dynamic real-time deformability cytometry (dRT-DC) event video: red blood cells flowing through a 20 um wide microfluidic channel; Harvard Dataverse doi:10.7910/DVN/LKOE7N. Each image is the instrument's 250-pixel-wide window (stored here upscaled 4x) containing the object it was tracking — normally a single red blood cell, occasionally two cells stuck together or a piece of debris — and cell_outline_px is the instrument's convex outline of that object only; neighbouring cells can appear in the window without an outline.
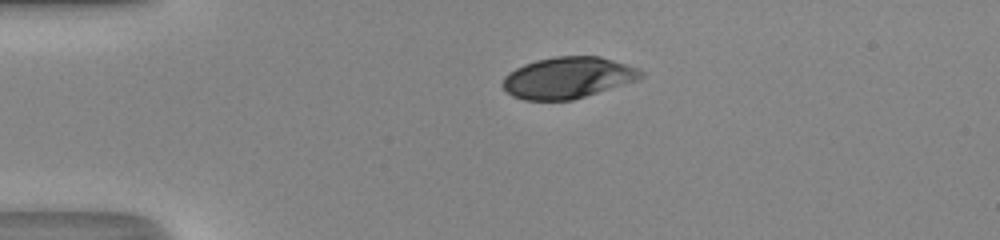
{"species": "human", "species_latin": "Homo sapiens", "temperature_condition": "room temperature", "stored_images_in_passage": 39, "camera_frame_rate_fps": 3000, "um_per_image_px": 0.085, "donor": {"sex": "male"}, "frame": {"image": 1, "passage_image": 1, "time_ms": 0.0, "image_size_px": [1000, 240], "cell_outline_px": [[644, 76], [640, 80], [572, 100], [524, 100], [512, 96], [500, 84], [504, 76], [508, 72], [524, 64], [536, 60], [556, 56], [600, 56], [640, 68], [644, 72]], "centroid_in_image_um": [48.29, 6.6], "position_along_channel_um": 36.7, "area_um2": 33.64}}
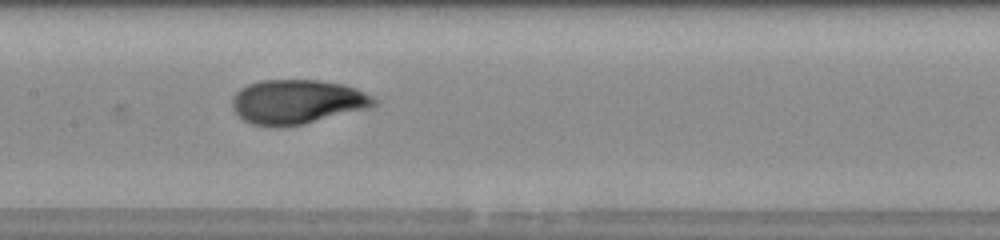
{"frame": {"image": 2, "passage_image": 15, "time_ms": 4.667, "image_size_px": [1000, 240], "cell_outline_px": [[376, 104], [372, 108], [304, 124], [280, 128], [252, 124], [244, 120], [232, 108], [232, 96], [240, 88], [248, 84], [260, 80], [316, 80], [344, 84], [356, 88], [372, 96], [376, 100]], "centroid_in_image_um": [25.27, 8.66], "position_along_channel_um": 182.1, "area_um2": 37.05}}
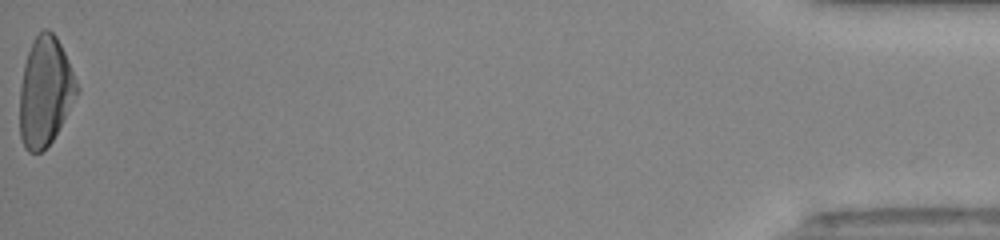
{"frame": {"image": 3, "passage_image": 39, "time_ms": 12.667, "image_size_px": [1000, 240], "cell_outline_px": [[80, 92], [52, 140], [40, 152], [28, 152], [24, 148], [20, 136], [20, 88], [24, 64], [28, 52], [36, 36], [44, 28], [48, 28], [56, 36], [68, 60], [80, 88]], "centroid_in_image_um": [3.85, 7.79], "position_along_channel_um": 431.3, "area_um2": 36.24}, "authors_computed_cell_mechanics": {"area_um2": 35.836, "velocity_mm_per_s": 4.3234, "shape_relaxation_time_tau1_ms": 3.816, "shape_relaxation_time_tau2_ms": 1.0928, "deformation_change_tau1": 0.1958, "deformation_change_tau2": 0.0494}}